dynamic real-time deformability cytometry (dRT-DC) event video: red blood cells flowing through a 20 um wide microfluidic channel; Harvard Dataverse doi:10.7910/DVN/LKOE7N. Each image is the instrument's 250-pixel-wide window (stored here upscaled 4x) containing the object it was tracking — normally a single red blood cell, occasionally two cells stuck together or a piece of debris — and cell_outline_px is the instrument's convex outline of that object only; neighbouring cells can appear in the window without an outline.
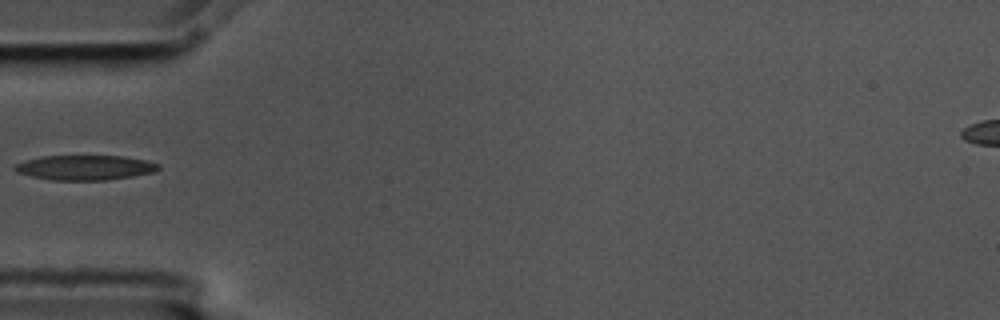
{"species": "common noctule bat (a hibernating species)", "species_latin": "Nyctalus noctula", "temperature_condition": "cold", "stored_images_in_passage": 5, "camera_frame_rate_fps": 3000, "um_per_image_px": 0.085, "animal": {"sex": "male", "body_mass_g": 17.5, "forearm_length_mm": 52.3}, "frame": {"image": 1, "passage_image": 5, "time_ms": 1.333, "image_size_px": [1000, 320], "cell_outline_px": [[160, 168], [156, 172], [108, 180], [52, 180], [32, 176], [16, 172], [12, 168], [16, 164], [40, 156], [120, 156], [144, 160], [160, 164]], "centroid_in_image_um": [7.24, 14.25], "position_along_channel_um": 77.8, "area_um2": 20.69}}